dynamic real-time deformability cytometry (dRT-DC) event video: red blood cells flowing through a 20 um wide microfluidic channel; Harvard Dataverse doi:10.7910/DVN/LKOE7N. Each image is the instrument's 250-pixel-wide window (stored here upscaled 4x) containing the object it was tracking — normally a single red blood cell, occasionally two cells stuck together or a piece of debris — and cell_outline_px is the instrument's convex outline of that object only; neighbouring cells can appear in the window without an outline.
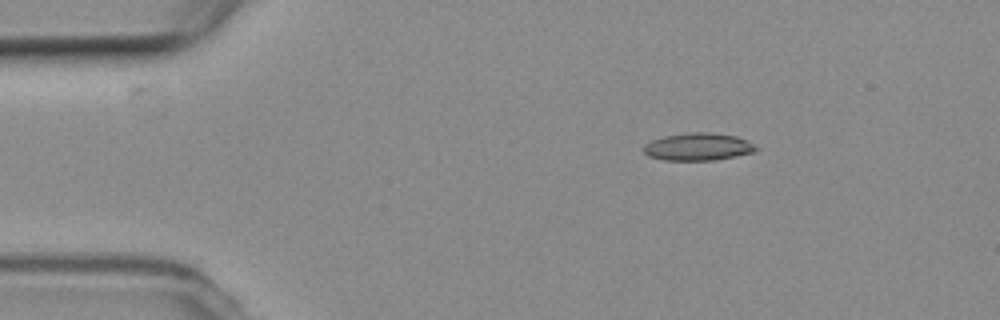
{"species": "common noctule bat (a hibernating species)", "species_latin": "Nyctalus noctula", "temperature_condition": "room temperature", "stored_images_in_passage": 2, "camera_frame_rate_fps": 3000, "um_per_image_px": 0.085, "animal": {"sex": "female", "body_mass_g": 19.3, "forearm_length_mm": 54.1}, "frame": {"image": 1, "passage_image": 1, "time_ms": 0.0, "image_size_px": [1000, 320], "cell_outline_px": [[760, 148], [756, 152], [716, 160], [664, 160], [648, 156], [644, 152], [644, 144], [652, 140], [664, 136], [688, 132], [708, 132], [736, 136], [748, 140]], "centroid_in_image_um": [59.38, 12.47], "position_along_channel_um": 25.6, "area_um2": 18.21}}